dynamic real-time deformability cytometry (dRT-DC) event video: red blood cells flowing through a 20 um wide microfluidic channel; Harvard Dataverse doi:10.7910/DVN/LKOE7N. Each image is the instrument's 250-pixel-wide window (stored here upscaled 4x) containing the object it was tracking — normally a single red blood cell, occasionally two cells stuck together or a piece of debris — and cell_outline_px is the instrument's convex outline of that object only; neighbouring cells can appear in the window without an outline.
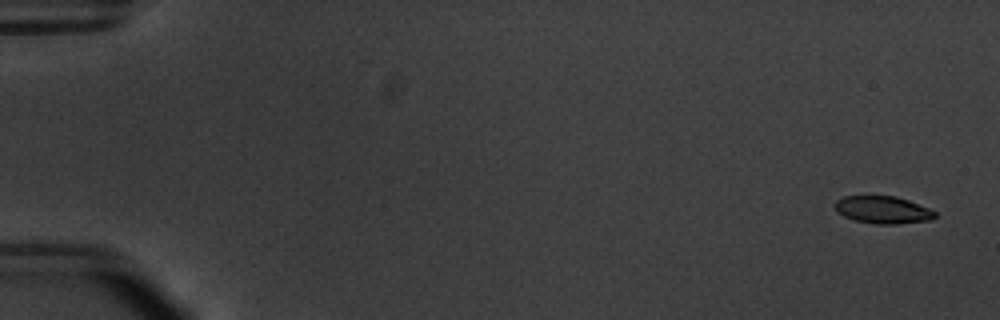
{"species": "common noctule bat (a hibernating species)", "species_latin": "Nyctalus noctula", "temperature_condition": "warm", "stored_images_in_passage": 55, "camera_frame_rate_fps": 3000, "um_per_image_px": 0.085, "animal": {"sex": "male", "body_mass_g": 20.1, "forearm_length_mm": 53.5}, "frame": {"image": 1, "passage_image": 2, "time_ms": 0.333, "image_size_px": [1000, 320], "cell_outline_px": [[936, 216], [932, 220], [900, 224], [876, 224], [852, 220], [836, 212], [832, 204], [836, 200], [844, 196], [896, 196], [908, 200], [928, 208], [936, 212]], "centroid_in_image_um": [75.0, 17.84], "position_along_channel_um": 10.0, "area_um2": 16.24}}
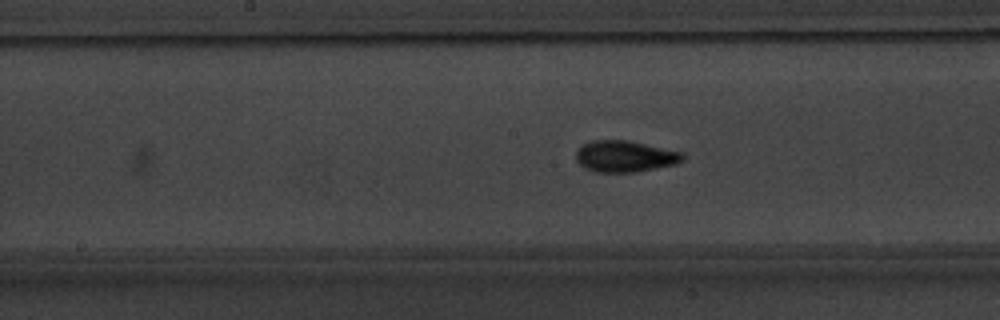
{"frame": {"image": 2, "passage_image": 29, "time_ms": 9.333, "image_size_px": [1000, 320], "cell_outline_px": [[684, 160], [676, 164], [636, 172], [592, 172], [584, 168], [576, 160], [576, 152], [584, 144], [592, 140], [628, 140], [684, 152]], "centroid_in_image_um": [53.14, 13.29], "position_along_channel_um": 195.1, "area_um2": 19.65}}
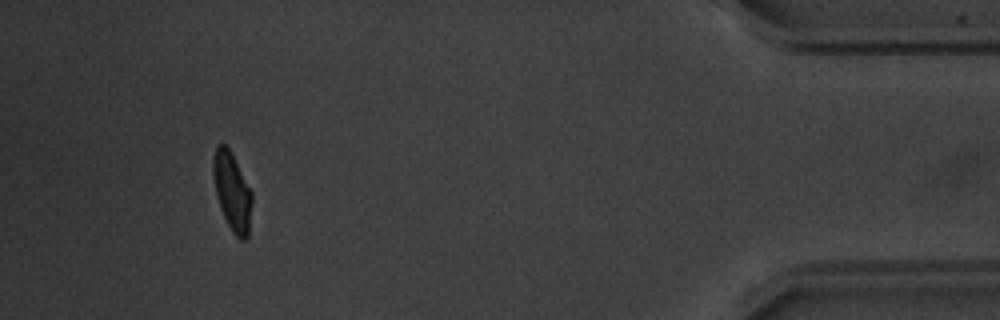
{"frame": {"image": 3, "passage_image": 51, "time_ms": 16.667, "image_size_px": [1000, 320], "cell_outline_px": [[252, 200], [248, 236], [244, 240], [240, 240], [232, 232], [220, 208], [216, 196], [212, 172], [212, 160], [216, 148], [220, 144], [224, 144], [232, 152], [252, 192]], "centroid_in_image_um": [19.72, 16.28], "position_along_channel_um": 415.5, "area_um2": 17.74}, "authors_computed_cell_mechanics": {"area_um2": 17.8024, "velocity_mm_per_s": 3.7983, "shape_relaxation_time_tau1_ms": 3.1391, "shape_relaxation_time_tau2_ms": 1.6111, "deformation_change_tau1": 0.1612, "deformation_change_tau2": 0.0533}}